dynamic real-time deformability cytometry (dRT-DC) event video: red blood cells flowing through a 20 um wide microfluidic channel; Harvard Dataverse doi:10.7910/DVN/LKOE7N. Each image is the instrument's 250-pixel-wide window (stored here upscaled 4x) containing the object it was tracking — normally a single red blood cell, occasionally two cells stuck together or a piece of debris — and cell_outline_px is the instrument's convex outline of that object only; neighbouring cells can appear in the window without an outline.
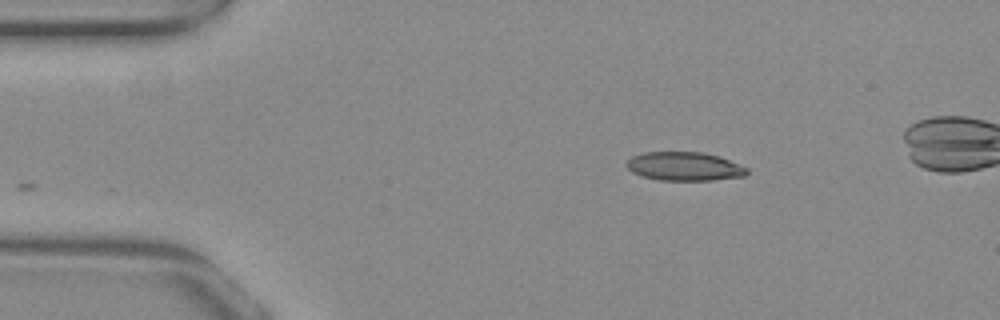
{"species": "common noctule bat (a hibernating species)", "species_latin": "Nyctalus noctula", "temperature_condition": "warm", "stored_images_in_passage": 41, "camera_frame_rate_fps": 3000, "um_per_image_px": 0.085, "animal": {"sex": "female", "body_mass_g": 29.2, "forearm_length_mm": 56.3}, "frame": {"image": 1, "passage_image": 1, "time_ms": 0.0, "image_size_px": [1000, 320], "cell_outline_px": [[748, 172], [744, 176], [712, 180], [660, 180], [640, 176], [632, 172], [624, 164], [632, 156], [644, 152], [700, 152], [720, 156], [740, 164], [748, 168]], "centroid_in_image_um": [58.16, 14.14], "position_along_channel_um": 26.8, "area_um2": 20.23}}
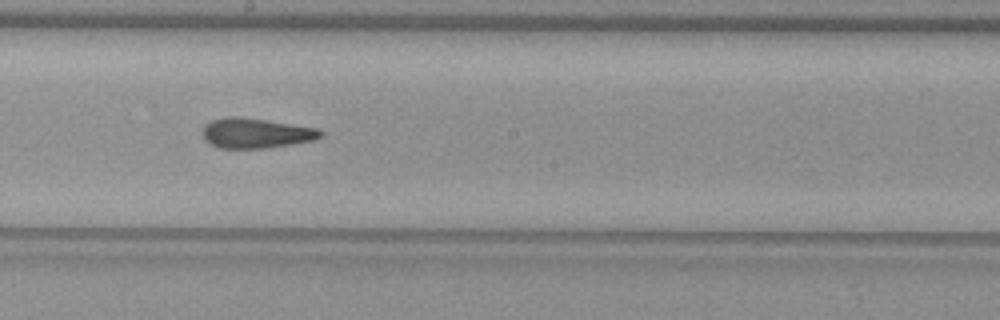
{"frame": {"image": 2, "passage_image": 21, "time_ms": 6.667, "image_size_px": [1000, 320], "cell_outline_px": [[324, 136], [316, 140], [264, 148], [220, 148], [208, 144], [204, 140], [200, 132], [204, 124], [212, 120], [224, 116], [240, 116], [320, 128], [324, 132]], "centroid_in_image_um": [21.73, 11.3], "position_along_channel_um": 226.5, "area_um2": 21.15}}
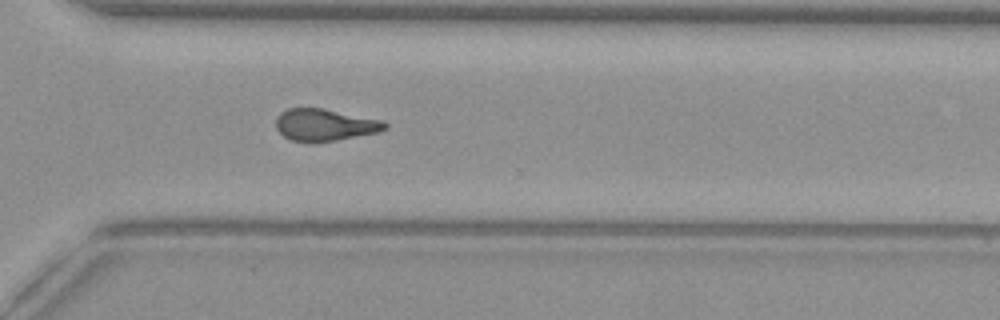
{"frame": {"image": 3, "passage_image": 30, "time_ms": 9.667, "image_size_px": [1000, 320], "cell_outline_px": [[388, 128], [380, 132], [336, 140], [312, 144], [292, 140], [284, 136], [276, 128], [276, 116], [280, 112], [288, 108], [324, 108], [380, 120], [388, 124]], "centroid_in_image_um": [27.59, 10.63], "position_along_channel_um": 343.0, "area_um2": 20.58}}